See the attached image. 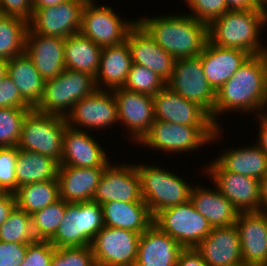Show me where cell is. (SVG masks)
Instances as JSON below:
<instances>
[{"mask_svg":"<svg viewBox=\"0 0 267 266\" xmlns=\"http://www.w3.org/2000/svg\"><path fill=\"white\" fill-rule=\"evenodd\" d=\"M267 101V53L250 55L235 74L216 91L212 121L221 125V115L227 113L258 116ZM235 111V112H234ZM219 118V119H218Z\"/></svg>","mask_w":267,"mask_h":266,"instance_id":"1","label":"cell"},{"mask_svg":"<svg viewBox=\"0 0 267 266\" xmlns=\"http://www.w3.org/2000/svg\"><path fill=\"white\" fill-rule=\"evenodd\" d=\"M187 13L142 16L136 20L175 59L200 56L208 41V24Z\"/></svg>","mask_w":267,"mask_h":266,"instance_id":"2","label":"cell"},{"mask_svg":"<svg viewBox=\"0 0 267 266\" xmlns=\"http://www.w3.org/2000/svg\"><path fill=\"white\" fill-rule=\"evenodd\" d=\"M266 26L267 10H228L208 24V41L250 55L267 53L261 38Z\"/></svg>","mask_w":267,"mask_h":266,"instance_id":"3","label":"cell"},{"mask_svg":"<svg viewBox=\"0 0 267 266\" xmlns=\"http://www.w3.org/2000/svg\"><path fill=\"white\" fill-rule=\"evenodd\" d=\"M223 128L217 126H187L176 123H168L155 119L148 133L142 140L136 144L151 148L152 151L172 153L174 156L179 153L185 154L200 151V148L206 145H212L215 141H220L223 134ZM219 139V140H218Z\"/></svg>","mask_w":267,"mask_h":266,"instance_id":"4","label":"cell"},{"mask_svg":"<svg viewBox=\"0 0 267 266\" xmlns=\"http://www.w3.org/2000/svg\"><path fill=\"white\" fill-rule=\"evenodd\" d=\"M142 199L153 217L160 211L190 200L193 183L156 163L136 162ZM189 183V184H188Z\"/></svg>","mask_w":267,"mask_h":266,"instance_id":"5","label":"cell"},{"mask_svg":"<svg viewBox=\"0 0 267 266\" xmlns=\"http://www.w3.org/2000/svg\"><path fill=\"white\" fill-rule=\"evenodd\" d=\"M96 90L94 76L65 68L56 78L45 81L41 99L33 109L66 117L78 101Z\"/></svg>","mask_w":267,"mask_h":266,"instance_id":"6","label":"cell"},{"mask_svg":"<svg viewBox=\"0 0 267 266\" xmlns=\"http://www.w3.org/2000/svg\"><path fill=\"white\" fill-rule=\"evenodd\" d=\"M66 117L30 110L24 117L17 148L50 157L60 164Z\"/></svg>","mask_w":267,"mask_h":266,"instance_id":"7","label":"cell"},{"mask_svg":"<svg viewBox=\"0 0 267 266\" xmlns=\"http://www.w3.org/2000/svg\"><path fill=\"white\" fill-rule=\"evenodd\" d=\"M103 226L100 204L92 200L69 203L64 219L49 242L56 248L89 246Z\"/></svg>","mask_w":267,"mask_h":266,"instance_id":"8","label":"cell"},{"mask_svg":"<svg viewBox=\"0 0 267 266\" xmlns=\"http://www.w3.org/2000/svg\"><path fill=\"white\" fill-rule=\"evenodd\" d=\"M97 3L95 0H87L85 3L79 32L100 47L122 44L137 20H127L118 12L115 13L111 5Z\"/></svg>","mask_w":267,"mask_h":266,"instance_id":"9","label":"cell"},{"mask_svg":"<svg viewBox=\"0 0 267 266\" xmlns=\"http://www.w3.org/2000/svg\"><path fill=\"white\" fill-rule=\"evenodd\" d=\"M153 224L184 248H195L212 229L190 200L158 212Z\"/></svg>","mask_w":267,"mask_h":266,"instance_id":"10","label":"cell"},{"mask_svg":"<svg viewBox=\"0 0 267 266\" xmlns=\"http://www.w3.org/2000/svg\"><path fill=\"white\" fill-rule=\"evenodd\" d=\"M166 85L186 100L203 107L212 119L216 91L205 78L199 56L175 59L173 73Z\"/></svg>","mask_w":267,"mask_h":266,"instance_id":"11","label":"cell"},{"mask_svg":"<svg viewBox=\"0 0 267 266\" xmlns=\"http://www.w3.org/2000/svg\"><path fill=\"white\" fill-rule=\"evenodd\" d=\"M67 125L77 130L101 132L118 125L117 102L112 90H96L78 101L66 116ZM94 129V131H93ZM103 130V131H102Z\"/></svg>","mask_w":267,"mask_h":266,"instance_id":"12","label":"cell"},{"mask_svg":"<svg viewBox=\"0 0 267 266\" xmlns=\"http://www.w3.org/2000/svg\"><path fill=\"white\" fill-rule=\"evenodd\" d=\"M140 235L103 226L91 243L96 266H134Z\"/></svg>","mask_w":267,"mask_h":266,"instance_id":"13","label":"cell"},{"mask_svg":"<svg viewBox=\"0 0 267 266\" xmlns=\"http://www.w3.org/2000/svg\"><path fill=\"white\" fill-rule=\"evenodd\" d=\"M115 162L105 167L92 201L100 205L111 201L144 202L135 162Z\"/></svg>","mask_w":267,"mask_h":266,"instance_id":"14","label":"cell"},{"mask_svg":"<svg viewBox=\"0 0 267 266\" xmlns=\"http://www.w3.org/2000/svg\"><path fill=\"white\" fill-rule=\"evenodd\" d=\"M117 102L118 121L129 131L125 137L138 144L155 120L153 96L127 90L113 89ZM122 123V124H121Z\"/></svg>","mask_w":267,"mask_h":266,"instance_id":"15","label":"cell"},{"mask_svg":"<svg viewBox=\"0 0 267 266\" xmlns=\"http://www.w3.org/2000/svg\"><path fill=\"white\" fill-rule=\"evenodd\" d=\"M87 0H67L57 6L37 8L28 27L42 35L67 38L80 31L82 10Z\"/></svg>","mask_w":267,"mask_h":266,"instance_id":"16","label":"cell"},{"mask_svg":"<svg viewBox=\"0 0 267 266\" xmlns=\"http://www.w3.org/2000/svg\"><path fill=\"white\" fill-rule=\"evenodd\" d=\"M153 102L155 119L187 126H216L203 107L186 100L167 85L153 96Z\"/></svg>","mask_w":267,"mask_h":266,"instance_id":"17","label":"cell"},{"mask_svg":"<svg viewBox=\"0 0 267 266\" xmlns=\"http://www.w3.org/2000/svg\"><path fill=\"white\" fill-rule=\"evenodd\" d=\"M100 139L84 130L65 128L63 135V153L60 165L72 167H106L113 160L99 143Z\"/></svg>","mask_w":267,"mask_h":266,"instance_id":"18","label":"cell"},{"mask_svg":"<svg viewBox=\"0 0 267 266\" xmlns=\"http://www.w3.org/2000/svg\"><path fill=\"white\" fill-rule=\"evenodd\" d=\"M201 172L240 213L260 211V180L230 171Z\"/></svg>","mask_w":267,"mask_h":266,"instance_id":"19","label":"cell"},{"mask_svg":"<svg viewBox=\"0 0 267 266\" xmlns=\"http://www.w3.org/2000/svg\"><path fill=\"white\" fill-rule=\"evenodd\" d=\"M125 41L134 64L154 71L165 82L170 79L175 58L160 47L138 22L130 28Z\"/></svg>","mask_w":267,"mask_h":266,"instance_id":"20","label":"cell"},{"mask_svg":"<svg viewBox=\"0 0 267 266\" xmlns=\"http://www.w3.org/2000/svg\"><path fill=\"white\" fill-rule=\"evenodd\" d=\"M235 226L239 233L243 264L267 266V212L239 213Z\"/></svg>","mask_w":267,"mask_h":266,"instance_id":"21","label":"cell"},{"mask_svg":"<svg viewBox=\"0 0 267 266\" xmlns=\"http://www.w3.org/2000/svg\"><path fill=\"white\" fill-rule=\"evenodd\" d=\"M227 149V150H226ZM218 157L207 162L203 171H230L261 180L267 174V156L254 142L253 145L229 147Z\"/></svg>","mask_w":267,"mask_h":266,"instance_id":"22","label":"cell"},{"mask_svg":"<svg viewBox=\"0 0 267 266\" xmlns=\"http://www.w3.org/2000/svg\"><path fill=\"white\" fill-rule=\"evenodd\" d=\"M195 249L208 266L243 264L239 233L235 225L212 227Z\"/></svg>","mask_w":267,"mask_h":266,"instance_id":"23","label":"cell"},{"mask_svg":"<svg viewBox=\"0 0 267 266\" xmlns=\"http://www.w3.org/2000/svg\"><path fill=\"white\" fill-rule=\"evenodd\" d=\"M64 43L65 38L42 35L28 28L25 53L45 81L65 70Z\"/></svg>","mask_w":267,"mask_h":266,"instance_id":"24","label":"cell"},{"mask_svg":"<svg viewBox=\"0 0 267 266\" xmlns=\"http://www.w3.org/2000/svg\"><path fill=\"white\" fill-rule=\"evenodd\" d=\"M184 247L152 224L139 238L134 266H176Z\"/></svg>","mask_w":267,"mask_h":266,"instance_id":"25","label":"cell"},{"mask_svg":"<svg viewBox=\"0 0 267 266\" xmlns=\"http://www.w3.org/2000/svg\"><path fill=\"white\" fill-rule=\"evenodd\" d=\"M249 56L250 54L245 51L220 47L207 41L199 58L205 78L217 91L235 74Z\"/></svg>","mask_w":267,"mask_h":266,"instance_id":"26","label":"cell"},{"mask_svg":"<svg viewBox=\"0 0 267 266\" xmlns=\"http://www.w3.org/2000/svg\"><path fill=\"white\" fill-rule=\"evenodd\" d=\"M104 170L105 167L79 168L59 165V198L68 203L92 200Z\"/></svg>","mask_w":267,"mask_h":266,"instance_id":"27","label":"cell"},{"mask_svg":"<svg viewBox=\"0 0 267 266\" xmlns=\"http://www.w3.org/2000/svg\"><path fill=\"white\" fill-rule=\"evenodd\" d=\"M190 201L212 227L233 226L240 213L216 186L211 189L194 183Z\"/></svg>","mask_w":267,"mask_h":266,"instance_id":"28","label":"cell"},{"mask_svg":"<svg viewBox=\"0 0 267 266\" xmlns=\"http://www.w3.org/2000/svg\"><path fill=\"white\" fill-rule=\"evenodd\" d=\"M132 57L126 41L122 44L102 47L99 69L95 75L98 90L123 87L132 65Z\"/></svg>","mask_w":267,"mask_h":266,"instance_id":"29","label":"cell"},{"mask_svg":"<svg viewBox=\"0 0 267 266\" xmlns=\"http://www.w3.org/2000/svg\"><path fill=\"white\" fill-rule=\"evenodd\" d=\"M101 206L104 226L142 234L153 224L154 217L145 202L111 201Z\"/></svg>","mask_w":267,"mask_h":266,"instance_id":"30","label":"cell"},{"mask_svg":"<svg viewBox=\"0 0 267 266\" xmlns=\"http://www.w3.org/2000/svg\"><path fill=\"white\" fill-rule=\"evenodd\" d=\"M7 76L17 86L21 97L34 108L41 99L45 80L26 53L8 60Z\"/></svg>","mask_w":267,"mask_h":266,"instance_id":"31","label":"cell"},{"mask_svg":"<svg viewBox=\"0 0 267 266\" xmlns=\"http://www.w3.org/2000/svg\"><path fill=\"white\" fill-rule=\"evenodd\" d=\"M102 47L80 32L65 38V68L85 72L95 77L99 69Z\"/></svg>","mask_w":267,"mask_h":266,"instance_id":"32","label":"cell"},{"mask_svg":"<svg viewBox=\"0 0 267 266\" xmlns=\"http://www.w3.org/2000/svg\"><path fill=\"white\" fill-rule=\"evenodd\" d=\"M59 163L45 155L18 148L16 160V190L26 184L57 180Z\"/></svg>","mask_w":267,"mask_h":266,"instance_id":"33","label":"cell"},{"mask_svg":"<svg viewBox=\"0 0 267 266\" xmlns=\"http://www.w3.org/2000/svg\"><path fill=\"white\" fill-rule=\"evenodd\" d=\"M16 206L32 215L59 199L58 180L26 184L14 192Z\"/></svg>","mask_w":267,"mask_h":266,"instance_id":"34","label":"cell"},{"mask_svg":"<svg viewBox=\"0 0 267 266\" xmlns=\"http://www.w3.org/2000/svg\"><path fill=\"white\" fill-rule=\"evenodd\" d=\"M28 22L0 14V58L10 60L25 53Z\"/></svg>","mask_w":267,"mask_h":266,"instance_id":"35","label":"cell"},{"mask_svg":"<svg viewBox=\"0 0 267 266\" xmlns=\"http://www.w3.org/2000/svg\"><path fill=\"white\" fill-rule=\"evenodd\" d=\"M0 241L22 244L37 241L31 215L15 206L8 219L0 225Z\"/></svg>","mask_w":267,"mask_h":266,"instance_id":"36","label":"cell"},{"mask_svg":"<svg viewBox=\"0 0 267 266\" xmlns=\"http://www.w3.org/2000/svg\"><path fill=\"white\" fill-rule=\"evenodd\" d=\"M69 203L59 198L42 210L31 215L33 230L37 240H50L58 230L59 224Z\"/></svg>","mask_w":267,"mask_h":266,"instance_id":"37","label":"cell"},{"mask_svg":"<svg viewBox=\"0 0 267 266\" xmlns=\"http://www.w3.org/2000/svg\"><path fill=\"white\" fill-rule=\"evenodd\" d=\"M32 107L0 108V147L18 145L22 124Z\"/></svg>","mask_w":267,"mask_h":266,"instance_id":"38","label":"cell"},{"mask_svg":"<svg viewBox=\"0 0 267 266\" xmlns=\"http://www.w3.org/2000/svg\"><path fill=\"white\" fill-rule=\"evenodd\" d=\"M165 85L166 82L154 71L132 63L123 88L133 92L154 96Z\"/></svg>","mask_w":267,"mask_h":266,"instance_id":"39","label":"cell"},{"mask_svg":"<svg viewBox=\"0 0 267 266\" xmlns=\"http://www.w3.org/2000/svg\"><path fill=\"white\" fill-rule=\"evenodd\" d=\"M50 266H96L91 245L56 248Z\"/></svg>","mask_w":267,"mask_h":266,"instance_id":"40","label":"cell"},{"mask_svg":"<svg viewBox=\"0 0 267 266\" xmlns=\"http://www.w3.org/2000/svg\"><path fill=\"white\" fill-rule=\"evenodd\" d=\"M185 2L191 10L188 15L206 24L229 10L225 0H184V4Z\"/></svg>","mask_w":267,"mask_h":266,"instance_id":"41","label":"cell"},{"mask_svg":"<svg viewBox=\"0 0 267 266\" xmlns=\"http://www.w3.org/2000/svg\"><path fill=\"white\" fill-rule=\"evenodd\" d=\"M18 148L0 147V186L5 192L16 191V160Z\"/></svg>","mask_w":267,"mask_h":266,"instance_id":"42","label":"cell"},{"mask_svg":"<svg viewBox=\"0 0 267 266\" xmlns=\"http://www.w3.org/2000/svg\"><path fill=\"white\" fill-rule=\"evenodd\" d=\"M56 247L49 240H37L27 244L25 258L20 266H50Z\"/></svg>","mask_w":267,"mask_h":266,"instance_id":"43","label":"cell"},{"mask_svg":"<svg viewBox=\"0 0 267 266\" xmlns=\"http://www.w3.org/2000/svg\"><path fill=\"white\" fill-rule=\"evenodd\" d=\"M31 107L20 95L17 86L5 76L0 80V108Z\"/></svg>","mask_w":267,"mask_h":266,"instance_id":"44","label":"cell"},{"mask_svg":"<svg viewBox=\"0 0 267 266\" xmlns=\"http://www.w3.org/2000/svg\"><path fill=\"white\" fill-rule=\"evenodd\" d=\"M26 251L27 244L0 241V266H20Z\"/></svg>","mask_w":267,"mask_h":266,"instance_id":"45","label":"cell"},{"mask_svg":"<svg viewBox=\"0 0 267 266\" xmlns=\"http://www.w3.org/2000/svg\"><path fill=\"white\" fill-rule=\"evenodd\" d=\"M31 0H0V14L14 16L29 22L33 15Z\"/></svg>","mask_w":267,"mask_h":266,"instance_id":"46","label":"cell"},{"mask_svg":"<svg viewBox=\"0 0 267 266\" xmlns=\"http://www.w3.org/2000/svg\"><path fill=\"white\" fill-rule=\"evenodd\" d=\"M176 266H208L195 248H184Z\"/></svg>","mask_w":267,"mask_h":266,"instance_id":"47","label":"cell"},{"mask_svg":"<svg viewBox=\"0 0 267 266\" xmlns=\"http://www.w3.org/2000/svg\"><path fill=\"white\" fill-rule=\"evenodd\" d=\"M229 10H267L263 0H225Z\"/></svg>","mask_w":267,"mask_h":266,"instance_id":"48","label":"cell"},{"mask_svg":"<svg viewBox=\"0 0 267 266\" xmlns=\"http://www.w3.org/2000/svg\"><path fill=\"white\" fill-rule=\"evenodd\" d=\"M16 206V199L14 193L5 192L0 195V225L7 219L11 211Z\"/></svg>","mask_w":267,"mask_h":266,"instance_id":"49","label":"cell"},{"mask_svg":"<svg viewBox=\"0 0 267 266\" xmlns=\"http://www.w3.org/2000/svg\"><path fill=\"white\" fill-rule=\"evenodd\" d=\"M258 120L257 124L259 125L257 137L255 143L261 148V150L267 156V117L264 114H259L254 117V120Z\"/></svg>","mask_w":267,"mask_h":266,"instance_id":"50","label":"cell"},{"mask_svg":"<svg viewBox=\"0 0 267 266\" xmlns=\"http://www.w3.org/2000/svg\"><path fill=\"white\" fill-rule=\"evenodd\" d=\"M260 211L267 212V174L260 180Z\"/></svg>","mask_w":267,"mask_h":266,"instance_id":"51","label":"cell"},{"mask_svg":"<svg viewBox=\"0 0 267 266\" xmlns=\"http://www.w3.org/2000/svg\"><path fill=\"white\" fill-rule=\"evenodd\" d=\"M67 0H31L33 10L43 7L57 6Z\"/></svg>","mask_w":267,"mask_h":266,"instance_id":"52","label":"cell"},{"mask_svg":"<svg viewBox=\"0 0 267 266\" xmlns=\"http://www.w3.org/2000/svg\"><path fill=\"white\" fill-rule=\"evenodd\" d=\"M8 60L0 58V80L7 75Z\"/></svg>","mask_w":267,"mask_h":266,"instance_id":"53","label":"cell"},{"mask_svg":"<svg viewBox=\"0 0 267 266\" xmlns=\"http://www.w3.org/2000/svg\"><path fill=\"white\" fill-rule=\"evenodd\" d=\"M263 114H264V115L267 117V101H266V105H265V108H264Z\"/></svg>","mask_w":267,"mask_h":266,"instance_id":"54","label":"cell"},{"mask_svg":"<svg viewBox=\"0 0 267 266\" xmlns=\"http://www.w3.org/2000/svg\"><path fill=\"white\" fill-rule=\"evenodd\" d=\"M5 191L2 189V187L0 186V195L4 194Z\"/></svg>","mask_w":267,"mask_h":266,"instance_id":"55","label":"cell"},{"mask_svg":"<svg viewBox=\"0 0 267 266\" xmlns=\"http://www.w3.org/2000/svg\"><path fill=\"white\" fill-rule=\"evenodd\" d=\"M264 1V6L266 7L267 9V0H263Z\"/></svg>","mask_w":267,"mask_h":266,"instance_id":"56","label":"cell"}]
</instances>
